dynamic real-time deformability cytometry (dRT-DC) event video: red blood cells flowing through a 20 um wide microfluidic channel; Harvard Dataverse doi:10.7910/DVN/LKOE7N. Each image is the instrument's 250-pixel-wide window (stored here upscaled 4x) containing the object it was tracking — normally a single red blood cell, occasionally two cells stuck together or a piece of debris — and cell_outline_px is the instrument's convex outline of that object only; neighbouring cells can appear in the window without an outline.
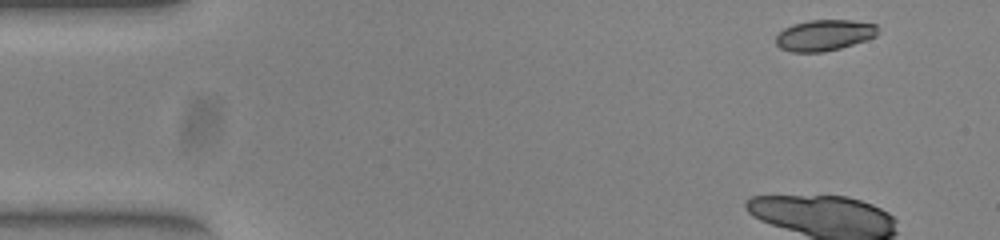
{"species": "common noctule bat (a hibernating species)", "species_latin": "Nyctalus noctula", "temperature_condition": "warm", "stored_images_in_passage": 45, "camera_frame_rate_fps": 3000, "um_per_image_px": 0.085, "animal": {"sex": "female", "body_mass_g": 23.0, "forearm_length_mm": 53.4}, "frame": {"image": 1, "passage_image": 1, "time_ms": 0.0, "image_size_px": [1000, 240], "cell_outline_px": [[876, 36], [840, 48], [824, 52], [792, 52], [780, 48], [776, 44], [776, 36], [784, 28], [792, 24], [808, 20], [852, 20], [876, 24]], "centroid_in_image_um": [70.02, 2.99], "position_along_channel_um": 15.0, "area_um2": 18.32}}